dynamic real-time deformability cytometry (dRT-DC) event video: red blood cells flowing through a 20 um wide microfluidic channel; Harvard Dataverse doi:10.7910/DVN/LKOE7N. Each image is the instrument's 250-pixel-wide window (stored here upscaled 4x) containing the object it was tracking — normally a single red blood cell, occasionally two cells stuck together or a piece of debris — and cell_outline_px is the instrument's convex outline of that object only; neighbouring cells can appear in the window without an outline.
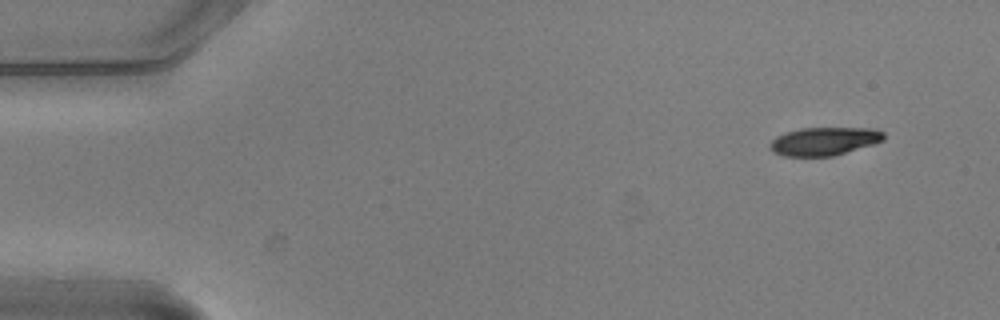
{"species": "common noctule bat (a hibernating species)", "species_latin": "Nyctalus noctula", "temperature_condition": "warm", "stored_images_in_passage": 6, "camera_frame_rate_fps": 3000, "um_per_image_px": 0.085, "animal": {"sex": "male", "body_mass_g": 20.5, "forearm_length_mm": 52.5}, "frame": {"image": 1, "passage_image": 1, "time_ms": 0.0, "image_size_px": [1000, 320], "cell_outline_px": [[884, 140], [872, 144], [832, 156], [784, 156], [772, 152], [768, 148], [768, 144], [776, 136], [800, 128], [876, 128], [884, 132]], "centroid_in_image_um": [70.02, 12.0], "position_along_channel_um": 15.0, "area_um2": 18.67}}
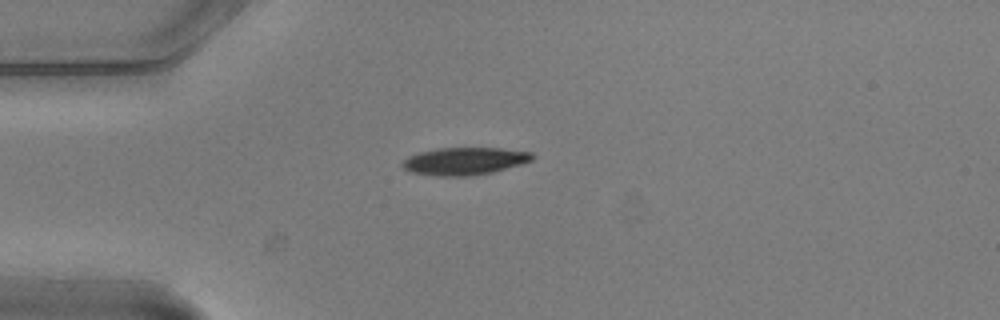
{"frame": {"image": 2, "passage_image": 4, "time_ms": 1.0, "image_size_px": [1000, 320], "cell_outline_px": [[536, 156], [532, 160], [520, 164], [492, 172], [472, 176], [432, 176], [412, 172], [404, 168], [400, 164], [400, 160], [408, 156], [420, 152], [436, 148], [500, 148], [532, 152]], "centroid_in_image_um": [39.45, 13.69], "position_along_channel_um": 45.6, "area_um2": 20.98}}
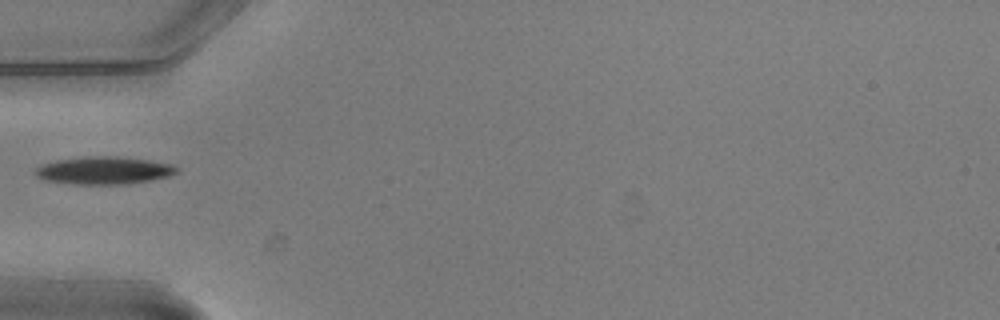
{"frame": {"image": 3, "passage_image": 5, "time_ms": 1.333, "image_size_px": [1000, 320], "cell_outline_px": [[180, 168], [176, 172], [168, 176], [152, 180], [124, 184], [72, 184], [44, 180], [36, 176], [32, 172], [40, 164], [56, 160], [88, 156], [116, 156], [148, 160], [172, 164]], "centroid_in_image_um": [8.79, 14.48], "position_along_channel_um": 76.2, "area_um2": 22.89}}